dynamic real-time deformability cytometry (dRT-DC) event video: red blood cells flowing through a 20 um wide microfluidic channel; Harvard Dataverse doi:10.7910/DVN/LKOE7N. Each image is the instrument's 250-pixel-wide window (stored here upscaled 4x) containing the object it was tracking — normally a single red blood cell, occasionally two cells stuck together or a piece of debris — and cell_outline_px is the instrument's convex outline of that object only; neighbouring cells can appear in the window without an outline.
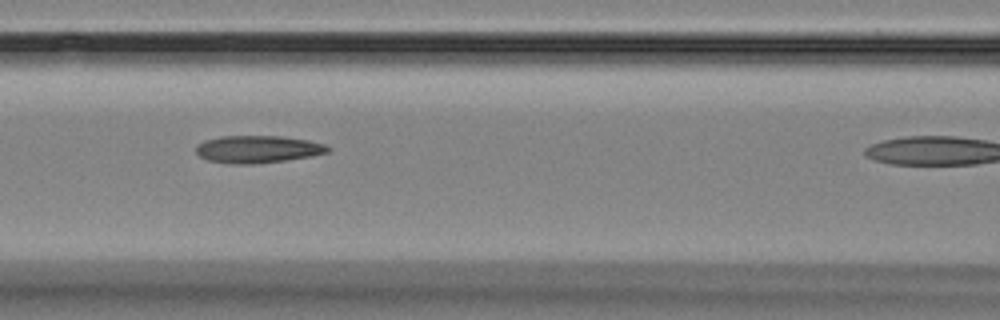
{"species": "Egyptian fruit bat (a non-hibernating species)", "species_latin": "Rousettus aegyptiacus", "temperature_condition": "room temperature", "stored_images_in_passage": 8, "camera_frame_rate_fps": 3000, "um_per_image_px": 0.085, "animal": {"sex": "female"}, "frame": {"image": 1, "passage_image": 5, "time_ms": 5.333, "image_size_px": [1000, 320], "cell_outline_px": [[332, 148], [328, 152], [312, 156], [256, 164], [228, 164], [208, 160], [200, 156], [196, 152], [196, 144], [204, 140], [220, 136], [280, 136], [308, 140], [324, 144]], "centroid_in_image_um": [21.89, 12.68], "position_along_channel_um": 144.7, "area_um2": 21.15}}
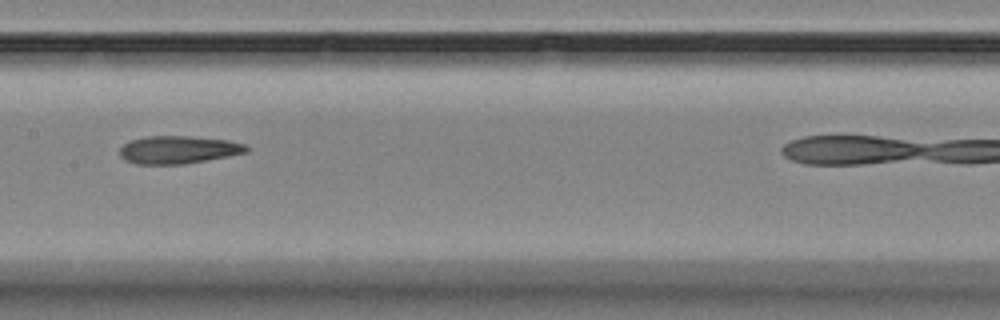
{"frame": {"image": 2, "passage_image": 6, "time_ms": 6.667, "image_size_px": [1000, 320], "cell_outline_px": [[248, 152], [228, 156], [184, 164], [136, 164], [124, 160], [120, 156], [120, 148], [124, 144], [132, 140], [144, 136], [192, 136], [228, 140], [244, 144], [248, 148]], "centroid_in_image_um": [15.14, 12.72], "position_along_channel_um": 192.3, "area_um2": 20.52}}